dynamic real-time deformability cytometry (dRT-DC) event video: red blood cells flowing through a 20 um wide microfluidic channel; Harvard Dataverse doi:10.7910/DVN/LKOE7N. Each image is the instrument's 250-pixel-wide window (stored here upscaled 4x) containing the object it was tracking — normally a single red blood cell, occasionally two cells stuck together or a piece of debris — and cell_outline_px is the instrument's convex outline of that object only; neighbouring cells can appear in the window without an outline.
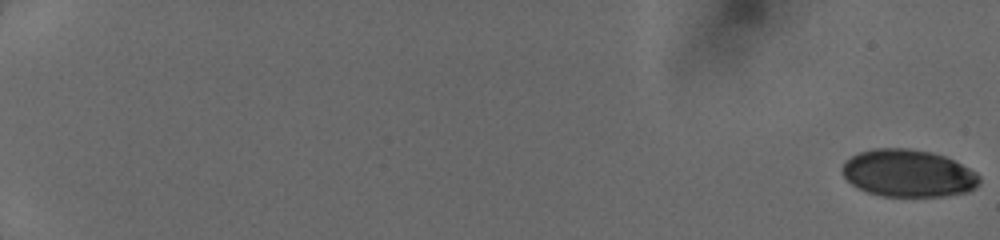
{"species": "human", "species_latin": "Homo sapiens", "temperature_condition": "cold", "stored_images_in_passage": 14, "camera_frame_rate_fps": 3000, "um_per_image_px": 0.085, "donor": {"sex": "female"}, "frame": {"image": 1, "passage_image": 1, "time_ms": 0.0, "image_size_px": [1000, 240], "cell_outline_px": [[980, 184], [976, 188], [968, 192], [944, 196], [880, 196], [856, 188], [840, 172], [840, 168], [844, 160], [860, 152], [876, 148], [908, 148], [932, 152], [944, 156], [976, 172], [980, 176]], "centroid_in_image_um": [77.17, 14.73], "position_along_channel_um": 7.8, "area_um2": 38.09}}
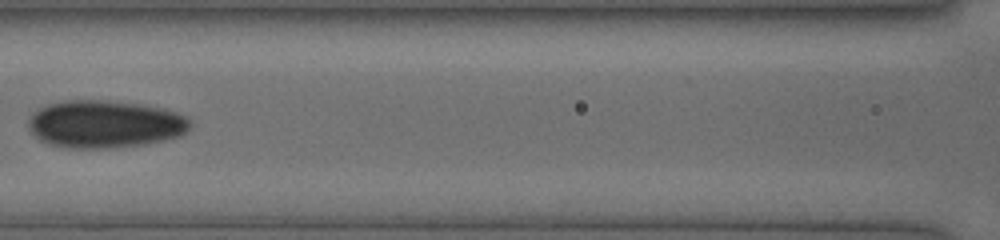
{"frame": {"image": 2, "passage_image": 12, "time_ms": 9.0, "image_size_px": [1000, 240], "cell_outline_px": [[192, 124], [180, 136], [148, 144], [108, 148], [68, 148], [48, 144], [40, 140], [28, 128], [28, 120], [32, 112], [48, 104], [64, 100], [108, 100], [140, 104], [164, 108], [176, 112], [184, 116]], "centroid_in_image_um": [8.89, 10.55], "position_along_channel_um": 157.7, "area_um2": 45.08}}
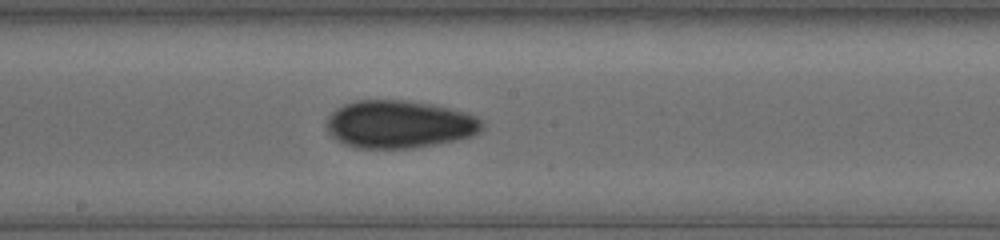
{"frame": {"image": 3, "passage_image": 14, "time_ms": 10.333, "image_size_px": [1000, 240], "cell_outline_px": [[484, 128], [480, 132], [472, 136], [456, 140], [412, 148], [356, 148], [344, 144], [336, 140], [328, 132], [324, 124], [328, 116], [336, 108], [344, 104], [356, 100], [404, 100], [428, 104], [448, 108], [464, 112], [476, 116], [484, 124]], "centroid_in_image_um": [33.9, 10.57], "position_along_channel_um": 214.3, "area_um2": 43.41}}